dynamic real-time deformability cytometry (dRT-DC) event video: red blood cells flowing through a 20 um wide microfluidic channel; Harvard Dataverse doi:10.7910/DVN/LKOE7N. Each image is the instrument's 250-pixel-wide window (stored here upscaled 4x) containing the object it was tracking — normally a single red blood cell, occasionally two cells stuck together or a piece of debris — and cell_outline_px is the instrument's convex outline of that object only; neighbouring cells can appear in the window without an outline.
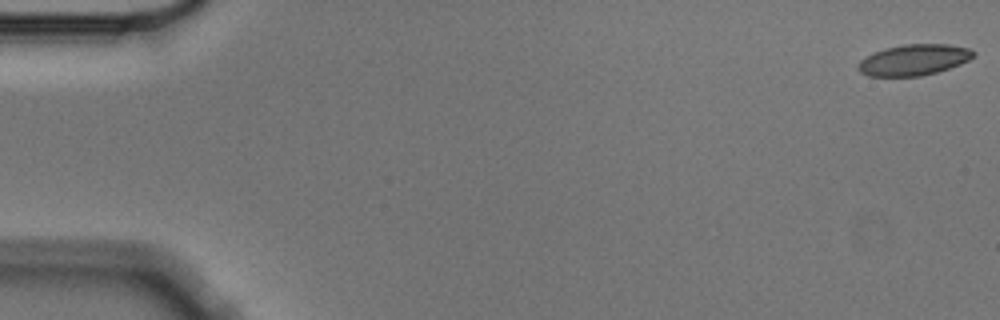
{"species": "Egyptian fruit bat (a non-hibernating species)", "species_latin": "Rousettus aegyptiacus", "temperature_condition": "cold", "stored_images_in_passage": 5, "camera_frame_rate_fps": 3000, "um_per_image_px": 0.085, "animal": {"sex": "male"}, "frame": {"image": 1, "passage_image": 1, "time_ms": 0.0, "image_size_px": [1000, 320], "cell_outline_px": [[976, 56], [960, 64], [936, 72], [920, 76], [868, 76], [860, 72], [856, 68], [860, 60], [876, 52], [888, 48], [904, 44], [948, 44], [968, 48], [976, 52]], "centroid_in_image_um": [77.7, 5.09], "position_along_channel_um": 7.3, "area_um2": 20.63}}
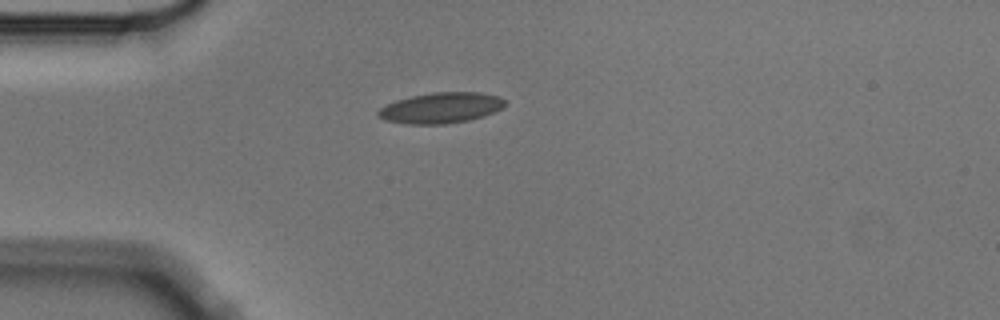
{"frame": {"image": 2, "passage_image": 5, "time_ms": 1.333, "image_size_px": [1000, 320], "cell_outline_px": [[508, 104], [504, 108], [496, 112], [484, 116], [468, 120], [444, 124], [408, 124], [384, 120], [376, 116], [376, 112], [380, 108], [396, 100], [412, 96], [432, 92], [480, 92], [500, 96]], "centroid_in_image_um": [37.52, 9.17], "position_along_channel_um": 47.5, "area_um2": 22.95}}